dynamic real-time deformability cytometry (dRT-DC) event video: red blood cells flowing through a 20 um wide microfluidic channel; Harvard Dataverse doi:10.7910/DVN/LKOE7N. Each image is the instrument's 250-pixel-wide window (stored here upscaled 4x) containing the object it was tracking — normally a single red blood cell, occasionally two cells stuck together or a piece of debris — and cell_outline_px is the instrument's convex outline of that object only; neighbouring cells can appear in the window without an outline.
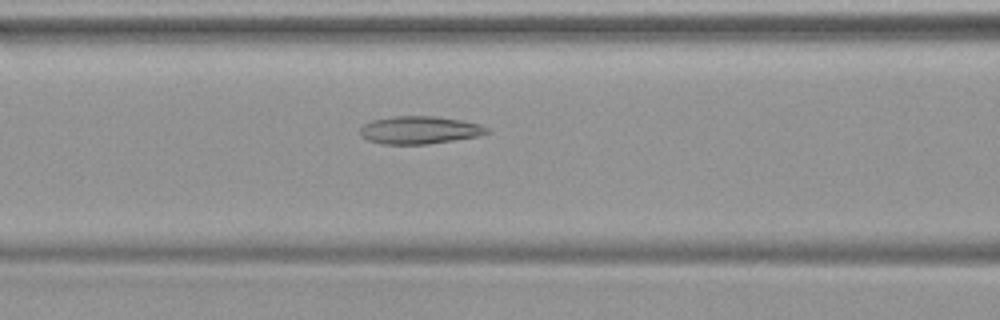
{"species": "common noctule bat (a hibernating species)", "species_latin": "Nyctalus noctula", "temperature_condition": "warm", "stored_images_in_passage": 45, "camera_frame_rate_fps": 3000, "um_per_image_px": 0.085, "animal": {"sex": "female", "body_mass_g": 19.9}, "frame": {"image": 1, "passage_image": 20, "time_ms": 6.333, "image_size_px": [1000, 320], "cell_outline_px": [[492, 132], [480, 136], [428, 144], [380, 144], [368, 140], [360, 136], [360, 128], [364, 124], [372, 120], [392, 116], [436, 116], [464, 120], [480, 124], [488, 128]], "centroid_in_image_um": [35.69, 11.05], "position_along_channel_um": 130.9, "area_um2": 20.81}}
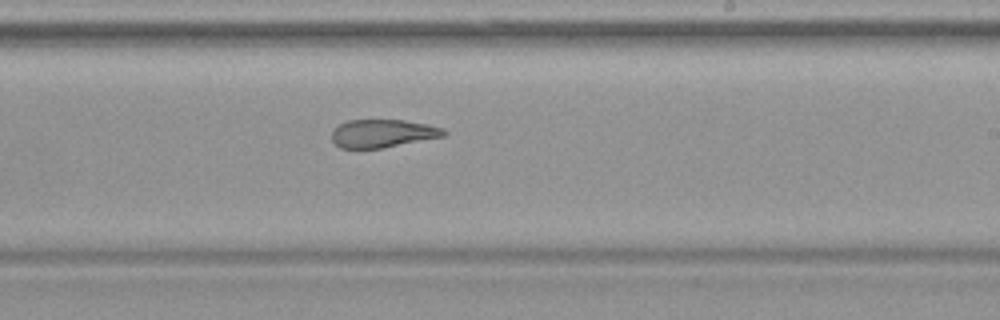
{"frame": {"image": 2, "passage_image": 29, "time_ms": 9.333, "image_size_px": [1000, 320], "cell_outline_px": [[448, 132], [444, 136], [380, 148], [340, 148], [332, 140], [332, 132], [340, 124], [348, 120], [404, 120], [428, 124], [444, 128]], "centroid_in_image_um": [32.55, 11.33], "position_along_channel_um": 256.5, "area_um2": 18.15}}
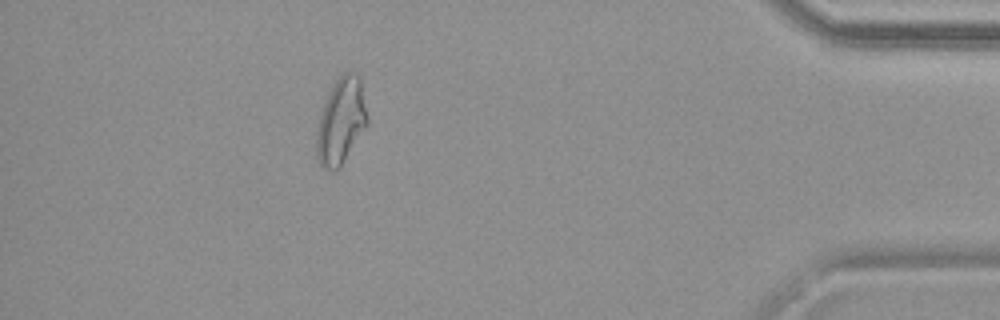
{"frame": {"image": 3, "passage_image": 43, "time_ms": 14.0, "image_size_px": [1000, 320], "cell_outline_px": [[368, 124], [340, 168], [320, 168], [316, 156], [316, 132], [320, 112], [324, 100], [328, 92], [340, 72], [356, 72], [360, 80], [368, 116]], "centroid_in_image_um": [28.97, 10.27], "position_along_channel_um": 406.2, "area_um2": 25.84}}